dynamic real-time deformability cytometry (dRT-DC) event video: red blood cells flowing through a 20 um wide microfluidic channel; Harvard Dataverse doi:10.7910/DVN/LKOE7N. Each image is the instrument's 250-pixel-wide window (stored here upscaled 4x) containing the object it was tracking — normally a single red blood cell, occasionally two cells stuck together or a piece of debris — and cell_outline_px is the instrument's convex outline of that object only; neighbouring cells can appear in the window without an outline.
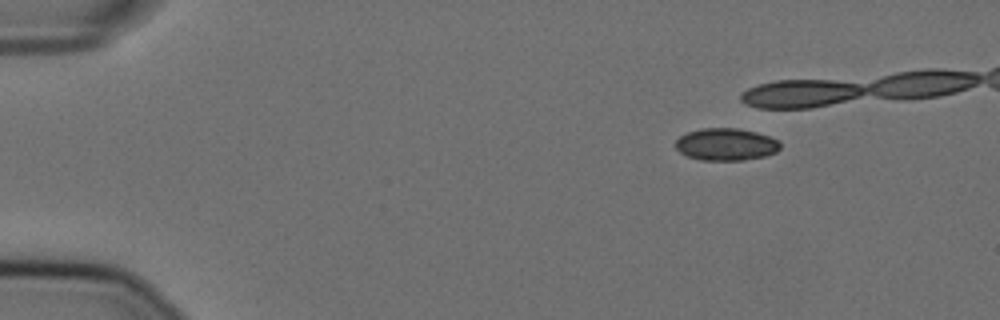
{"species": "Egyptian fruit bat (a non-hibernating species)", "species_latin": "Rousettus aegyptiacus", "temperature_condition": "cold", "stored_images_in_passage": 18, "camera_frame_rate_fps": 3000, "um_per_image_px": 0.085, "animal": {"sex": "female"}, "frame": {"image": 1, "passage_image": 1, "time_ms": 0.0, "image_size_px": [1000, 320], "cell_outline_px": [[780, 148], [776, 152], [764, 156], [744, 160], [700, 160], [688, 156], [680, 152], [676, 148], [676, 140], [680, 136], [688, 132], [700, 128], [740, 128], [756, 132], [780, 140]], "centroid_in_image_um": [61.72, 12.26], "position_along_channel_um": 23.3, "area_um2": 19.71}}
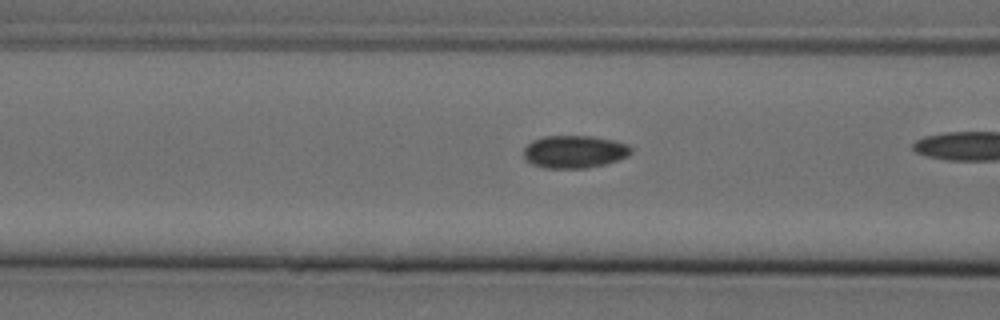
{"frame": {"image": 2, "passage_image": 16, "time_ms": 5.0, "image_size_px": [1000, 320], "cell_outline_px": [[632, 152], [628, 156], [604, 164], [588, 168], [544, 168], [532, 164], [524, 160], [524, 148], [532, 140], [544, 136], [592, 136], [612, 140], [628, 144], [632, 148]], "centroid_in_image_um": [48.8, 12.9], "position_along_channel_um": 117.8, "area_um2": 20.52}}